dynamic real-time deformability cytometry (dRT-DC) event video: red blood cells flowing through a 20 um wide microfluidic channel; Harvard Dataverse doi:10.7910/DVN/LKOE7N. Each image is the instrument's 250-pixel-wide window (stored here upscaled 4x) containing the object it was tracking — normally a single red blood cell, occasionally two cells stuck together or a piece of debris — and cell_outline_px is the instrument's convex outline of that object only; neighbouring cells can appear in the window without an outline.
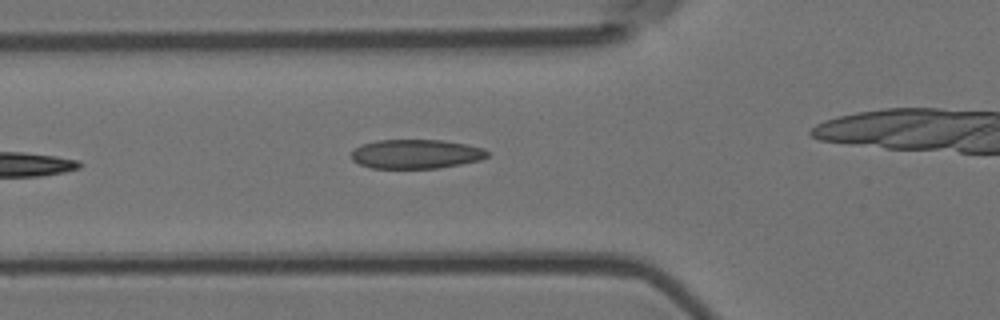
{"species": "Egyptian fruit bat (a non-hibernating species)", "species_latin": "Rousettus aegyptiacus", "temperature_condition": "room temperature", "stored_images_in_passage": 9, "camera_frame_rate_fps": 3000, "um_per_image_px": 0.085, "animal": {"sex": "female"}, "frame": {"image": 1, "passage_image": 2, "time_ms": 0.333, "image_size_px": [1000, 320], "cell_outline_px": [[488, 156], [480, 160], [440, 168], [372, 168], [360, 164], [352, 160], [352, 152], [360, 144], [376, 140], [440, 140], [468, 144], [484, 148], [488, 152]], "centroid_in_image_um": [35.37, 13.08], "position_along_channel_um": 90.4, "area_um2": 23.18}}